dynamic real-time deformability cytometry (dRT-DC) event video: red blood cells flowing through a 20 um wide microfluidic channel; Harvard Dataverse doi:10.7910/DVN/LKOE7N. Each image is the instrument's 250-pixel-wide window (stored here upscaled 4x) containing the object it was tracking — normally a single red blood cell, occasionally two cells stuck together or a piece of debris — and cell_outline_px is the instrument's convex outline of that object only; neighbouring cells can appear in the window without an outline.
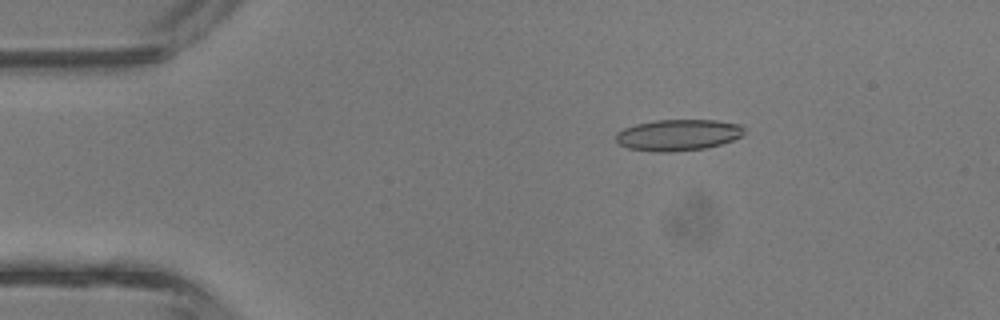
{"species": "common noctule bat (a hibernating species)", "species_latin": "Nyctalus noctula", "temperature_condition": "room temperature", "stored_images_in_passage": 41, "camera_frame_rate_fps": 3000, "um_per_image_px": 0.085, "animal": {"sex": "male", "body_mass_g": 13.3}, "frame": {"image": 1, "passage_image": 7, "time_ms": 2.0, "image_size_px": [1000, 320], "cell_outline_px": [[744, 132], [740, 136], [732, 140], [720, 144], [704, 148], [668, 152], [656, 152], [628, 148], [620, 144], [616, 140], [616, 132], [624, 128], [636, 124], [652, 120], [716, 120], [740, 124], [744, 128]], "centroid_in_image_um": [57.61, 11.46], "position_along_channel_um": 27.4, "area_um2": 23.29}}
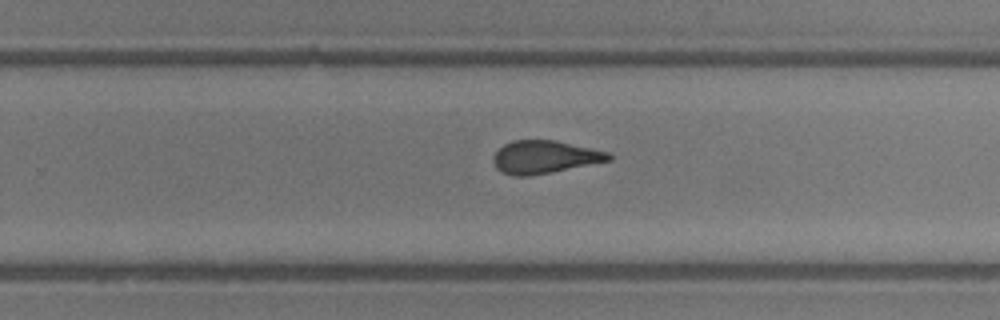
{"frame": {"image": 2, "passage_image": 26, "time_ms": 8.333, "image_size_px": [1000, 320], "cell_outline_px": [[612, 160], [528, 176], [512, 176], [496, 168], [492, 160], [492, 156], [504, 144], [512, 140], [556, 140], [608, 152], [612, 156]], "centroid_in_image_um": [46.26, 13.34], "position_along_channel_um": 283.5, "area_um2": 21.91}}
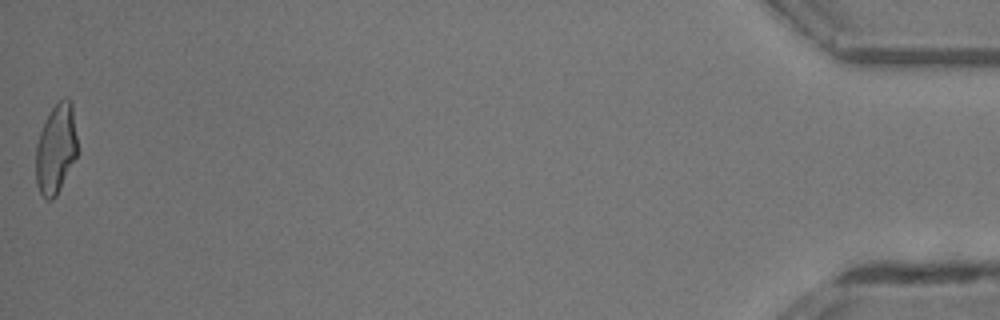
{"frame": {"image": 3, "passage_image": 41, "time_ms": 13.333, "image_size_px": [1000, 320], "cell_outline_px": [[80, 152], [56, 196], [52, 200], [48, 200], [40, 192], [36, 184], [36, 144], [40, 132], [52, 108], [64, 96], [68, 96], [72, 100]], "centroid_in_image_um": [4.81, 12.63], "position_along_channel_um": 430.4, "area_um2": 22.31}, "authors_computed_cell_mechanics": {"area_um2": 22.4842, "velocity_mm_per_s": 4.9998, "shape_relaxation_time_tau1_ms": 7.0722, "shape_relaxation_time_tau2_ms": 1.677, "deformation_change_tau1": 0.2272, "deformation_change_tau2": 0.0979}}